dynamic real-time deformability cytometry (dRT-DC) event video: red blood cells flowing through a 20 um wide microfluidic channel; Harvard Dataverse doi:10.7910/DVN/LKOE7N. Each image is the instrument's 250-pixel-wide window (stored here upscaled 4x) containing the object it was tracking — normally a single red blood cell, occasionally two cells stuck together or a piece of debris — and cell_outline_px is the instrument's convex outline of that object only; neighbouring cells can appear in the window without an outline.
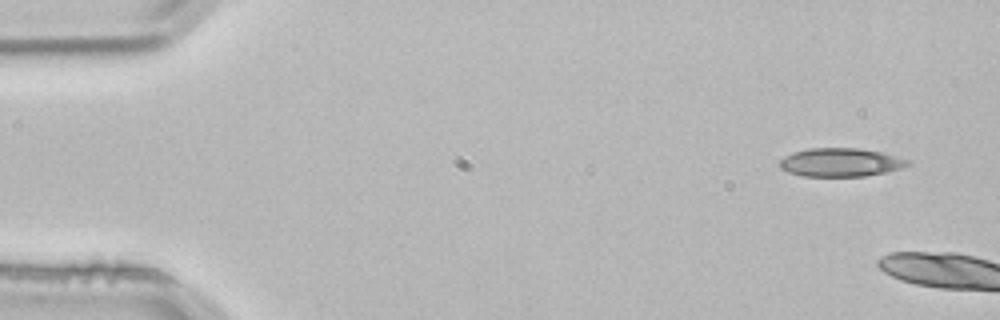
{"species": "common noctule bat (a hibernating species)", "species_latin": "Nyctalus noctula", "temperature_condition": "room temperature", "stored_images_in_passage": 5, "camera_frame_rate_fps": 3000, "um_per_image_px": 0.085, "animal": {"sex": "male", "body_mass_g": 21.5, "forearm_length_mm": 52.0}, "frame": {"image": 1, "passage_image": 1, "time_ms": 0.0, "image_size_px": [1000, 320], "cell_outline_px": [[912, 164], [900, 168], [884, 172], [864, 176], [804, 176], [788, 172], [780, 168], [780, 160], [784, 156], [792, 152], [808, 148], [860, 148], [884, 152], [908, 160]], "centroid_in_image_um": [71.44, 13.79], "position_along_channel_um": 13.6, "area_um2": 21.27}}
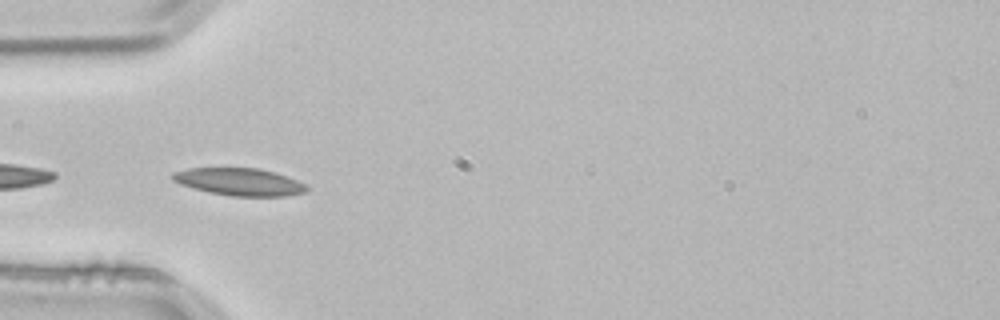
{"frame": {"image": 2, "passage_image": 5, "time_ms": 1.333, "image_size_px": [1000, 320], "cell_outline_px": [[312, 188], [304, 192], [288, 196], [232, 196], [208, 192], [192, 188], [180, 184], [172, 180], [172, 176], [176, 172], [188, 168], [260, 168], [296, 180]], "centroid_in_image_um": [20.36, 15.46], "position_along_channel_um": 64.6, "area_um2": 21.27}}